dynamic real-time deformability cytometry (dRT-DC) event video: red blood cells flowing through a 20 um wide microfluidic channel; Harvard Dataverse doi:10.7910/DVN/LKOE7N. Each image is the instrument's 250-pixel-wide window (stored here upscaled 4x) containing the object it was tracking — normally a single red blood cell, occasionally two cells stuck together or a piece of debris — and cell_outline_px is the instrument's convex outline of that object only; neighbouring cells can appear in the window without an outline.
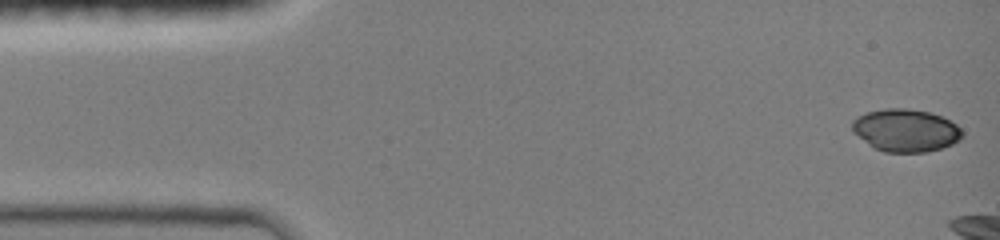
{"species": "common noctule bat (a hibernating species)", "species_latin": "Nyctalus noctula", "temperature_condition": "room temperature", "stored_images_in_passage": 6, "camera_frame_rate_fps": 3000, "um_per_image_px": 0.085, "animal": {"sex": "female", "body_mass_g": 19.0, "forearm_length_mm": 51.5}, "frame": {"image": 1, "passage_image": 1, "time_ms": 0.0, "image_size_px": [1000, 240], "cell_outline_px": [[964, 136], [960, 140], [952, 144], [940, 148], [924, 152], [884, 152], [876, 148], [852, 132], [852, 120], [856, 116], [868, 112], [884, 108], [908, 108], [932, 112], [956, 124], [964, 132]], "centroid_in_image_um": [76.99, 11.06], "position_along_channel_um": 8.0, "area_um2": 27.4}}